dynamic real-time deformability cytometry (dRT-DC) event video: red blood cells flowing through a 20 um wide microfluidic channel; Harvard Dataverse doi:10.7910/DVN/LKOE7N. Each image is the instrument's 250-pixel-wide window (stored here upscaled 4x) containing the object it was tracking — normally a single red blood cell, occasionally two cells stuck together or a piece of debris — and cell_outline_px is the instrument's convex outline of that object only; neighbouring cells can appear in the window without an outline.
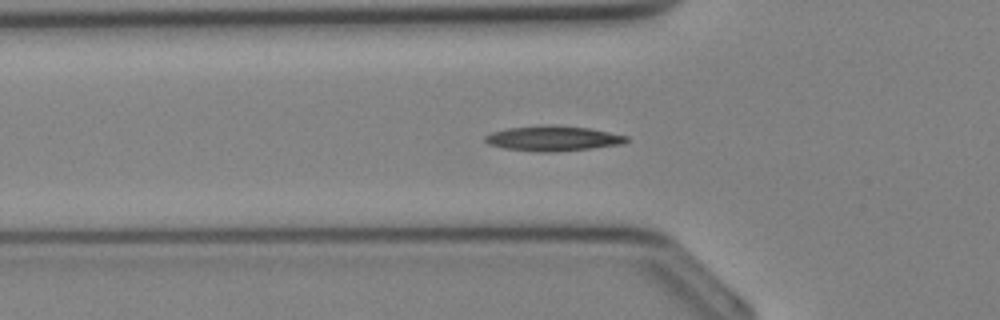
{"species": "Egyptian fruit bat (a non-hibernating species)", "species_latin": "Rousettus aegyptiacus", "temperature_condition": "cold", "stored_images_in_passage": 26, "segment_of_instrument_passage": [1, 2], "camera_frame_rate_fps": 3000, "um_per_image_px": 0.085, "animal": {"sex": "female"}, "frame": {"image": 1, "passage_image": 2, "time_ms": 0.333, "image_size_px": [1000, 320], "cell_outline_px": [[628, 140], [624, 144], [592, 148], [552, 152], [540, 152], [504, 148], [488, 144], [484, 140], [484, 136], [492, 132], [508, 128], [544, 124], [552, 124], [588, 128], [628, 136]], "centroid_in_image_um": [46.99, 11.76], "position_along_channel_um": 78.8, "area_um2": 20.75}}
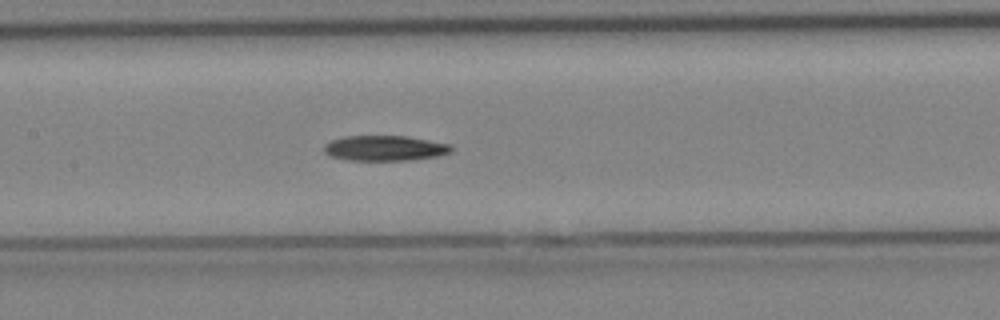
{"frame": {"image": 2, "passage_image": 7, "time_ms": 2.0, "image_size_px": [1000, 320], "cell_outline_px": [[452, 152], [436, 156], [408, 160], [348, 160], [332, 156], [324, 152], [324, 144], [332, 140], [344, 136], [408, 136], [452, 144]], "centroid_in_image_um": [32.73, 12.58], "position_along_channel_um": 174.7, "area_um2": 18.73}}
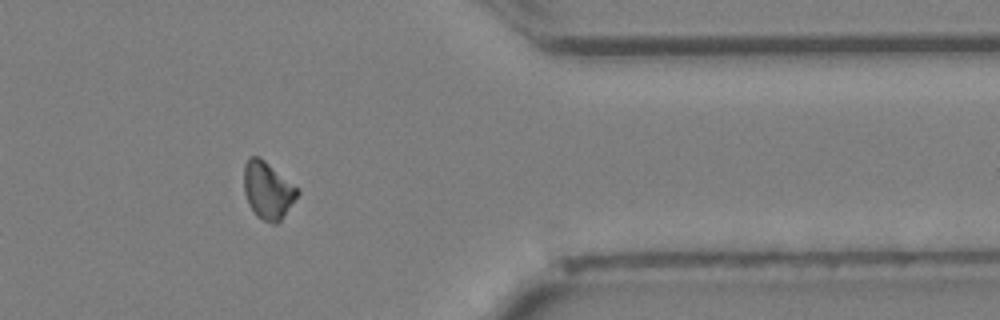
{"frame": {"image": 3, "passage_image": 19, "time_ms": 6.0, "image_size_px": [1000, 320], "cell_outline_px": [[300, 192], [280, 220], [276, 224], [272, 224], [256, 216], [248, 204], [244, 192], [244, 164], [248, 156], [260, 156], [300, 188]], "centroid_in_image_um": [22.76, 16.14], "position_along_channel_um": 388.6, "area_um2": 18.09}}